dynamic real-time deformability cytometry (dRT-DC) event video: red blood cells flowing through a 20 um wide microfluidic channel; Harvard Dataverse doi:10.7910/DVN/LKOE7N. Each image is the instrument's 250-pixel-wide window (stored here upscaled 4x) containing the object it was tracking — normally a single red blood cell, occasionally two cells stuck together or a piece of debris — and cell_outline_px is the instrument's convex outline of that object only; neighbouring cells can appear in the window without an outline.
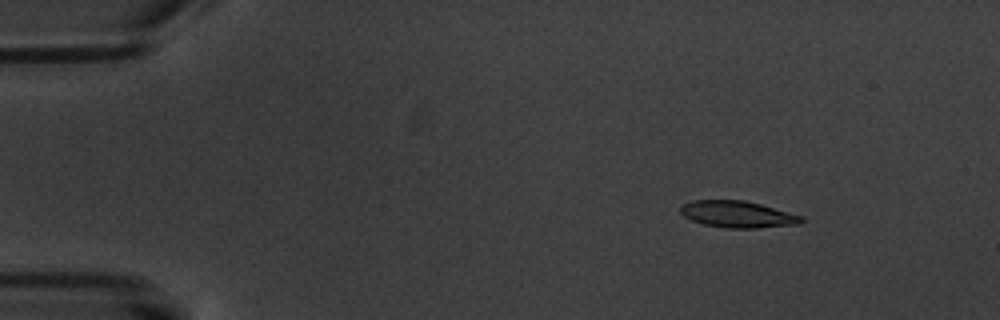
{"species": "common noctule bat (a hibernating species)", "species_latin": "Nyctalus noctula", "temperature_condition": "warm", "stored_images_in_passage": 5, "camera_frame_rate_fps": 3000, "um_per_image_px": 0.085, "animal": {"sex": "male", "body_mass_g": 20.1, "forearm_length_mm": 53.5}, "frame": {"image": 1, "passage_image": 3, "time_ms": 2.333, "image_size_px": [1000, 320], "cell_outline_px": [[804, 220], [800, 224], [756, 228], [724, 228], [704, 224], [692, 220], [684, 216], [680, 212], [680, 208], [684, 204], [692, 200], [744, 200], [760, 204], [800, 216]], "centroid_in_image_um": [62.66, 18.22], "position_along_channel_um": 22.3, "area_um2": 18.55}}